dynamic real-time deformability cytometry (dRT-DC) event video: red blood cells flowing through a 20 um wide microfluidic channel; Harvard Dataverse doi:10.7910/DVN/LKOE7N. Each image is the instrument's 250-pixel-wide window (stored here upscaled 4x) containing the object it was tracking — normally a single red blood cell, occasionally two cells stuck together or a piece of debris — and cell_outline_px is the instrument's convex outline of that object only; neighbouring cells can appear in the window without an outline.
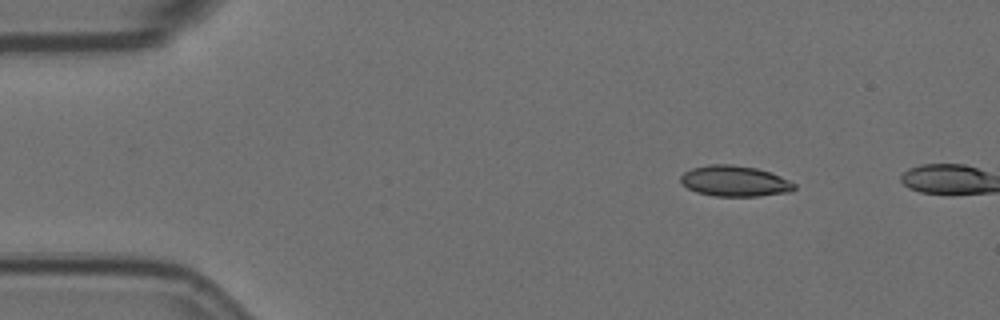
{"species": "Egyptian fruit bat (a non-hibernating species)", "species_latin": "Rousettus aegyptiacus", "temperature_condition": "room temperature", "stored_images_in_passage": 2, "camera_frame_rate_fps": 3000, "um_per_image_px": 0.085, "animal": {"sex": "female"}, "frame": {"image": 1, "passage_image": 1, "time_ms": 0.0, "image_size_px": [1000, 320], "cell_outline_px": [[796, 188], [792, 192], [760, 196], [716, 196], [696, 192], [688, 188], [680, 180], [680, 176], [684, 172], [692, 168], [708, 164], [732, 164], [756, 168], [780, 176], [796, 184]], "centroid_in_image_um": [62.46, 15.39], "position_along_channel_um": 22.5, "area_um2": 20.4}}